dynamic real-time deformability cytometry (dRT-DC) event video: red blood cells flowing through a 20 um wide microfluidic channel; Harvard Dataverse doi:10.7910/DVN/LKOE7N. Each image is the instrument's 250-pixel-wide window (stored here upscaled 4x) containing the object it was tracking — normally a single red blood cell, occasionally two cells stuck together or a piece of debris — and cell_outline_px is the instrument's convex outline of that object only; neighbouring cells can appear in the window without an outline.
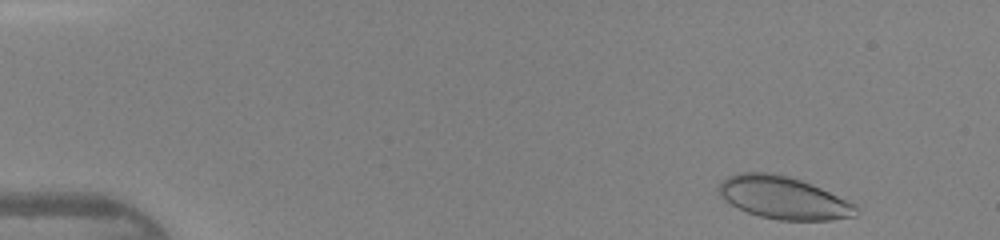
{"species": "human", "species_latin": "Homo sapiens", "temperature_condition": "warm", "stored_images_in_passage": 44, "camera_frame_rate_fps": 3000, "um_per_image_px": 0.085, "donor": {"sex": "female"}, "frame": {"image": 1, "passage_image": 2, "time_ms": 0.333, "image_size_px": [1000, 240], "cell_outline_px": [[856, 216], [832, 220], [780, 220], [760, 216], [748, 212], [724, 200], [720, 196], [720, 184], [728, 176], [736, 172], [772, 172], [788, 176], [812, 184], [856, 204]], "centroid_in_image_um": [66.6, 16.8], "position_along_channel_um": 18.4, "area_um2": 33.76}}
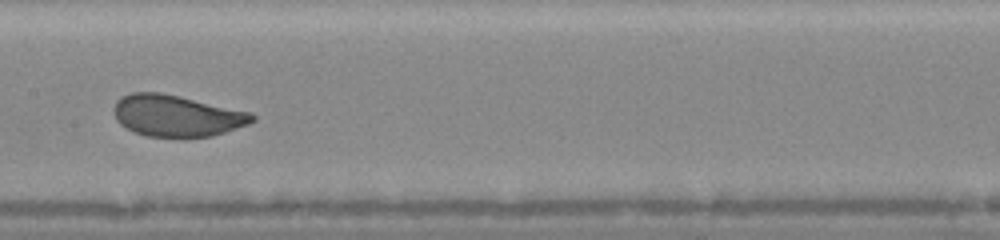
{"frame": {"image": 2, "passage_image": 22, "time_ms": 7.0, "image_size_px": [1000, 240], "cell_outline_px": [[256, 120], [248, 124], [212, 136], [148, 136], [136, 132], [120, 124], [116, 120], [112, 112], [112, 108], [116, 100], [120, 96], [132, 92], [160, 92], [180, 96], [252, 112], [256, 116]], "centroid_in_image_um": [15.0, 9.81], "position_along_channel_um": 192.4, "area_um2": 33.47}}
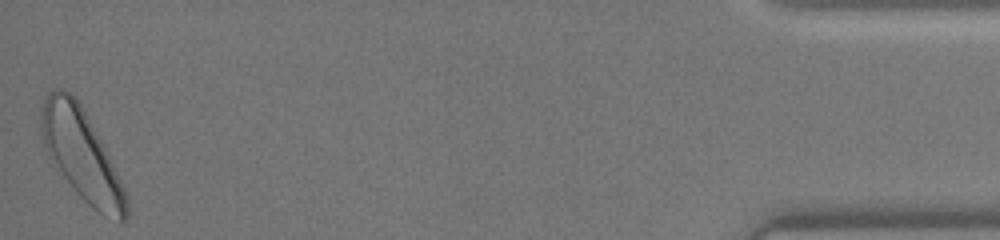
{"frame": {"image": 3, "passage_image": 44, "time_ms": 14.333, "image_size_px": [1000, 240], "cell_outline_px": [[128, 220], [120, 224], [104, 216], [92, 208], [80, 196], [64, 176], [48, 152], [44, 144], [40, 124], [40, 108], [48, 92], [56, 88], [60, 88], [76, 96], [100, 140], [128, 196]], "centroid_in_image_um": [6.96, 13.18], "position_along_channel_um": 428.2, "area_um2": 44.16}, "authors_computed_cell_mechanics": {"area_um2": 33.8997, "velocity_mm_per_s": 4.3226, "shape_relaxation_time_tau1_ms": 2.3479, "shape_relaxation_time_tau2_ms": null, "deformation_change_tau1": 0.1146, "deformation_change_tau2": null}}